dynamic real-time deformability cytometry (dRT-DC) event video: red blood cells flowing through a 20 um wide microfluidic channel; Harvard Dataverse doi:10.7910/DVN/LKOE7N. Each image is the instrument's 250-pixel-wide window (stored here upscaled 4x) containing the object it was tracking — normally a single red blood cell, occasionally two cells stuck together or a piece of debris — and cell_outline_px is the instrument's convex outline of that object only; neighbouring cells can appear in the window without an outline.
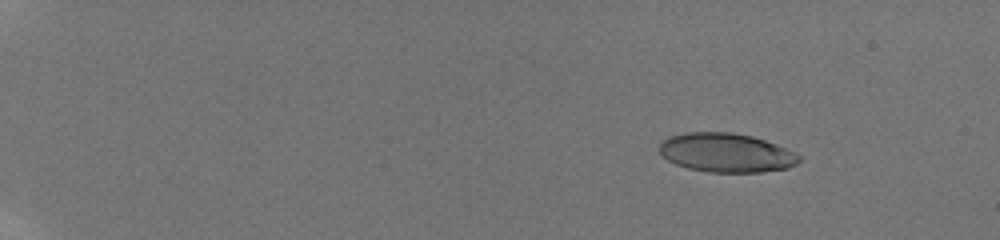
{"species": "human", "species_latin": "Homo sapiens", "temperature_condition": "room temperature", "stored_images_in_passage": 21, "camera_frame_rate_fps": 3000, "um_per_image_px": 0.085, "donor": {"sex": "male"}, "frame": {"image": 1, "passage_image": 6, "time_ms": 3.0, "image_size_px": [1000, 240], "cell_outline_px": [[800, 160], [796, 164], [788, 168], [760, 172], [708, 172], [688, 168], [676, 164], [668, 160], [660, 152], [660, 140], [668, 136], [688, 132], [732, 132], [752, 136], [776, 144], [800, 156]], "centroid_in_image_um": [61.7, 12.97], "position_along_channel_um": 23.3, "area_um2": 31.67}}
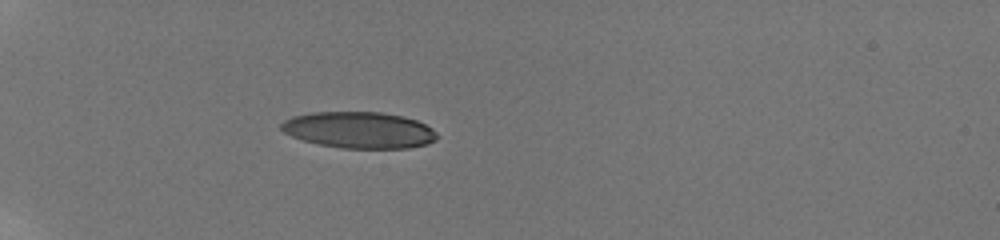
{"frame": {"image": 2, "passage_image": 17, "time_ms": 7.0, "image_size_px": [1000, 240], "cell_outline_px": [[440, 136], [436, 140], [428, 144], [408, 148], [344, 148], [320, 144], [304, 140], [292, 136], [284, 132], [280, 128], [280, 124], [284, 120], [292, 116], [312, 112], [380, 112], [404, 116], [416, 120], [432, 128]], "centroid_in_image_um": [30.55, 11.05], "position_along_channel_um": 54.4, "area_um2": 33.12}}
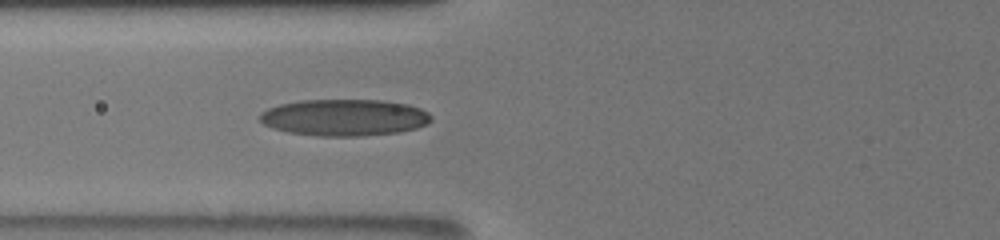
{"frame": {"image": 3, "passage_image": 21, "time_ms": 9.0, "image_size_px": [1000, 240], "cell_outline_px": [[432, 120], [428, 124], [416, 128], [400, 132], [360, 136], [320, 136], [288, 132], [272, 128], [264, 124], [260, 120], [260, 112], [268, 108], [280, 104], [300, 100], [380, 100], [408, 104], [420, 108], [428, 112], [432, 116]], "centroid_in_image_um": [29.29, 9.99], "position_along_channel_um": 96.5, "area_um2": 36.76}}